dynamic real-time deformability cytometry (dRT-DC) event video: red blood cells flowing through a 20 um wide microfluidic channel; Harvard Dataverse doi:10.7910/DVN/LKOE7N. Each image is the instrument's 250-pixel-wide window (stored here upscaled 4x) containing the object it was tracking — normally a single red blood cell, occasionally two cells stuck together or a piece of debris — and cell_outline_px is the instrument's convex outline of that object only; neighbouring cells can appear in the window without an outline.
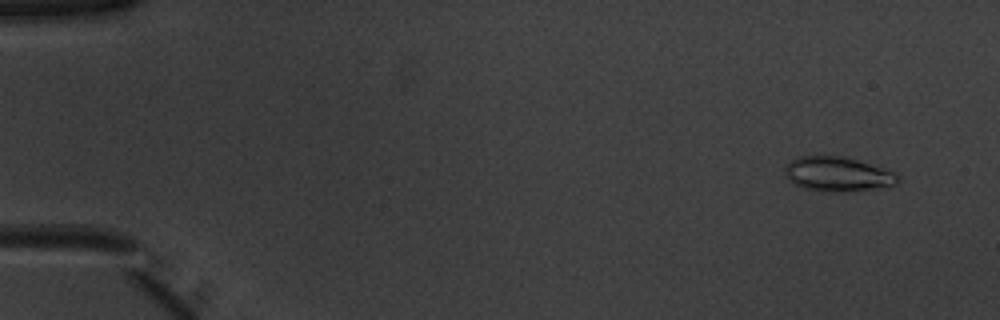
{"species": "common noctule bat (a hibernating species)", "species_latin": "Nyctalus noctula", "temperature_condition": "warm", "stored_images_in_passage": 52, "camera_frame_rate_fps": 3000, "um_per_image_px": 0.085, "animal": {"sex": "male", "body_mass_g": 20.1, "forearm_length_mm": 53.5}, "frame": {"image": 1, "passage_image": 4, "time_ms": 1.0, "image_size_px": [1000, 320], "cell_outline_px": [[900, 180], [896, 184], [888, 188], [844, 192], [824, 192], [804, 188], [792, 184], [784, 172], [784, 168], [796, 156], [844, 156], [896, 172], [900, 176]], "centroid_in_image_um": [71.25, 14.82], "position_along_channel_um": 13.8, "area_um2": 23.24}}
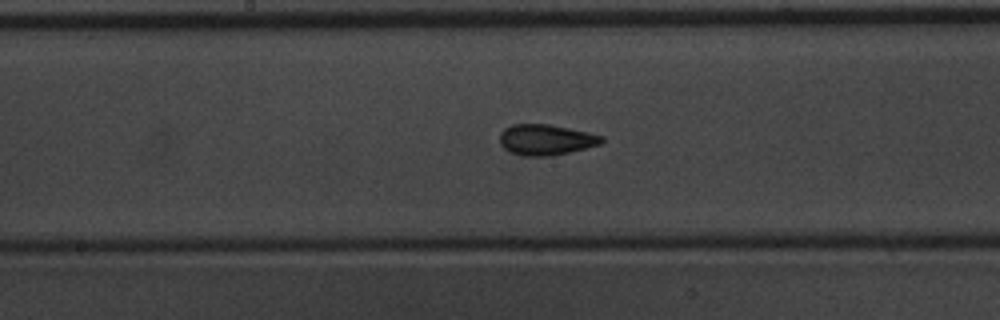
{"frame": {"image": 2, "passage_image": 28, "time_ms": 9.0, "image_size_px": [1000, 320], "cell_outline_px": [[604, 140], [600, 144], [552, 156], [520, 156], [508, 152], [500, 144], [500, 132], [504, 128], [512, 124], [548, 124], [588, 132], [604, 136]], "centroid_in_image_um": [46.36, 11.88], "position_along_channel_um": 201.8, "area_um2": 18.32}}
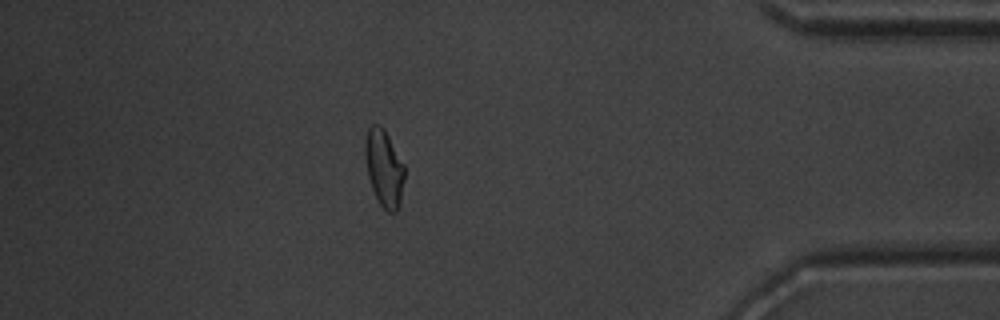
{"frame": {"image": 3, "passage_image": 46, "time_ms": 15.0, "image_size_px": [1000, 320], "cell_outline_px": [[404, 180], [400, 200], [396, 212], [388, 212], [380, 204], [372, 188], [368, 176], [364, 156], [364, 140], [368, 128], [372, 124], [380, 124], [384, 128], [404, 164]], "centroid_in_image_um": [32.62, 14.24], "position_along_channel_um": 402.6, "area_um2": 17.69}, "authors_computed_cell_mechanics": {"area_um2": 17.9758, "velocity_mm_per_s": 3.952, "shape_relaxation_time_tau1_ms": 4.4856, "shape_relaxation_time_tau2_ms": 1.0608, "deformation_change_tau1": 0.1464, "deformation_change_tau2": 0.0706}}